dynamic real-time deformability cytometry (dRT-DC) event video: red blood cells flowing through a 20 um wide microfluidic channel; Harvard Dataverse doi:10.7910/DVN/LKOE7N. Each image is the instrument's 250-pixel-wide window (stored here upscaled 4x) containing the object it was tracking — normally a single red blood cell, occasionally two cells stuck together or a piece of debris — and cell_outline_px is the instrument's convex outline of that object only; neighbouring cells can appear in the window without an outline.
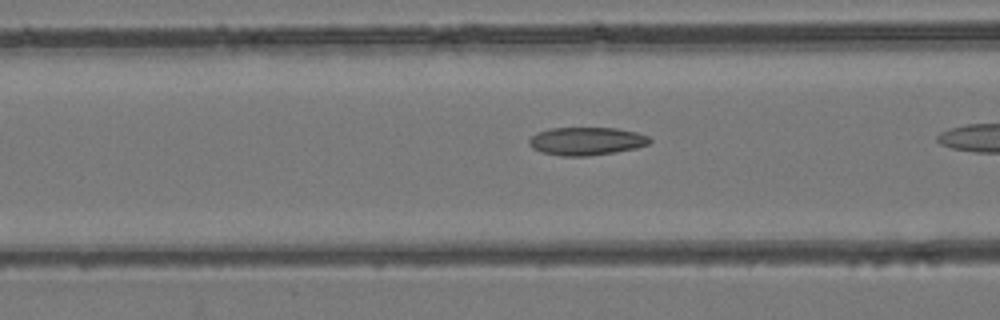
{"species": "common noctule bat (a hibernating species)", "species_latin": "Nyctalus noctula", "temperature_condition": "room temperature", "stored_images_in_passage": 24, "camera_frame_rate_fps": 3000, "um_per_image_px": 0.085, "animal": {"sex": "female", "body_mass_g": 24.6, "forearm_length_mm": 56.2}, "frame": {"image": 1, "passage_image": 17, "time_ms": 5.333, "image_size_px": [1000, 320], "cell_outline_px": [[652, 140], [648, 144], [636, 148], [616, 152], [588, 156], [560, 156], [540, 152], [532, 148], [528, 144], [528, 140], [536, 132], [548, 128], [616, 128], [636, 132], [648, 136]], "centroid_in_image_um": [49.81, 12.0], "position_along_channel_um": 116.8, "area_um2": 19.88}}